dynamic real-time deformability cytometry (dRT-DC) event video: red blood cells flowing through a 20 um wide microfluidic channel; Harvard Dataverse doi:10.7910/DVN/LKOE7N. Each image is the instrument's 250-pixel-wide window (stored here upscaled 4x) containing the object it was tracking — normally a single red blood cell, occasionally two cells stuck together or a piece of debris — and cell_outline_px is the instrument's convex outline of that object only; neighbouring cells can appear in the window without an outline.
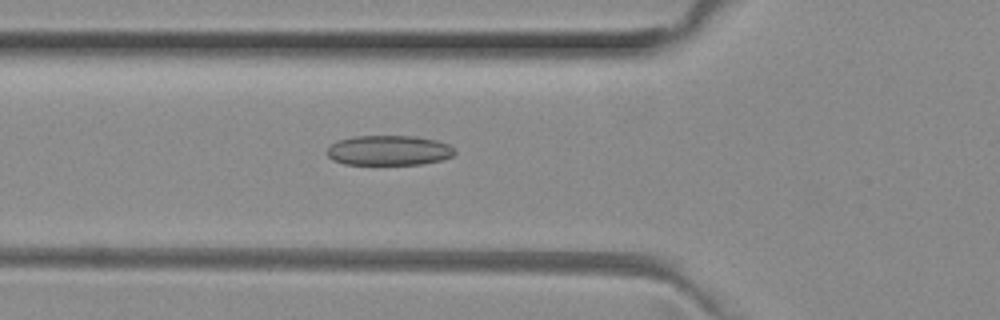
{"species": "common noctule bat (a hibernating species)", "species_latin": "Nyctalus noctula", "temperature_condition": "room temperature", "stored_images_in_passage": 51, "camera_frame_rate_fps": 3000, "um_per_image_px": 0.085, "animal": {"sex": "female", "body_mass_g": 29.2, "forearm_length_mm": 56.3}, "frame": {"image": 1, "passage_image": 18, "time_ms": 5.667, "image_size_px": [1000, 320], "cell_outline_px": [[456, 152], [452, 156], [444, 160], [424, 164], [344, 164], [332, 160], [324, 152], [336, 140], [356, 136], [412, 136], [436, 140], [448, 144], [456, 148]], "centroid_in_image_um": [33.06, 12.79], "position_along_channel_um": 92.7, "area_um2": 22.54}}
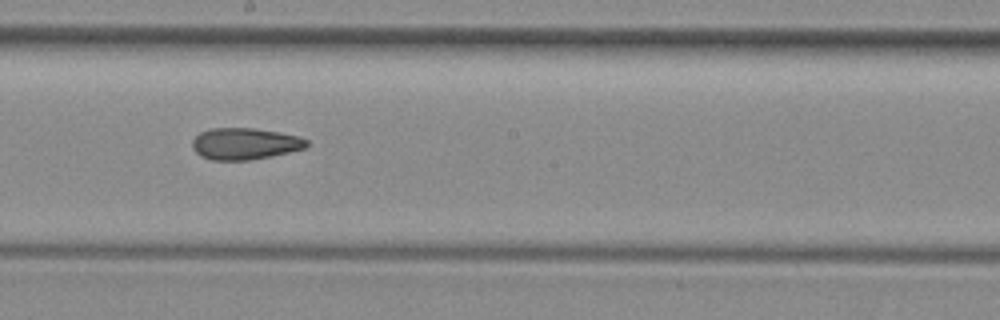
{"frame": {"image": 2, "passage_image": 28, "time_ms": 9.0, "image_size_px": [1000, 320], "cell_outline_px": [[308, 144], [304, 148], [272, 156], [248, 160], [212, 160], [200, 156], [192, 148], [192, 140], [200, 132], [212, 128], [252, 128], [280, 132], [300, 136], [308, 140]], "centroid_in_image_um": [20.8, 12.21], "position_along_channel_um": 227.4, "area_um2": 21.1}}
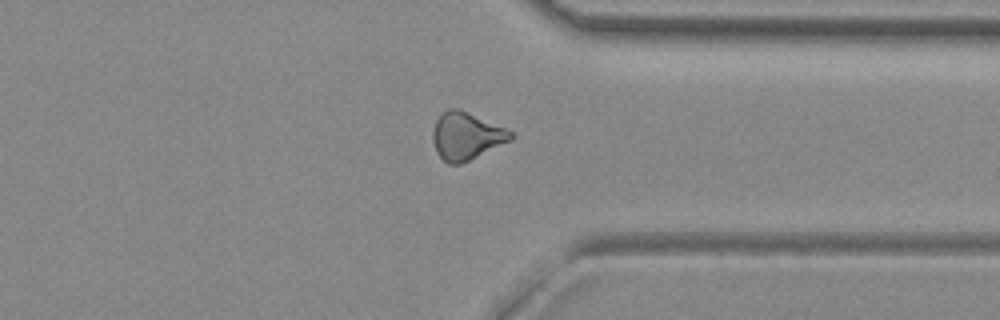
{"frame": {"image": 3, "passage_image": 39, "time_ms": 12.667, "image_size_px": [1000, 320], "cell_outline_px": [[512, 140], [460, 164], [448, 164], [436, 152], [432, 140], [432, 132], [436, 120], [448, 108], [460, 108], [504, 128], [512, 132]], "centroid_in_image_um": [39.6, 11.56], "position_along_channel_um": 371.8, "area_um2": 21.33}, "authors_computed_cell_mechanics": {"area_um2": 21.675, "velocity_mm_per_s": 4.0325, "shape_relaxation_time_tau1_ms": null, "shape_relaxation_time_tau2_ms": 8.0572, "deformation_change_tau1": null, "deformation_change_tau2": 0.1878}}